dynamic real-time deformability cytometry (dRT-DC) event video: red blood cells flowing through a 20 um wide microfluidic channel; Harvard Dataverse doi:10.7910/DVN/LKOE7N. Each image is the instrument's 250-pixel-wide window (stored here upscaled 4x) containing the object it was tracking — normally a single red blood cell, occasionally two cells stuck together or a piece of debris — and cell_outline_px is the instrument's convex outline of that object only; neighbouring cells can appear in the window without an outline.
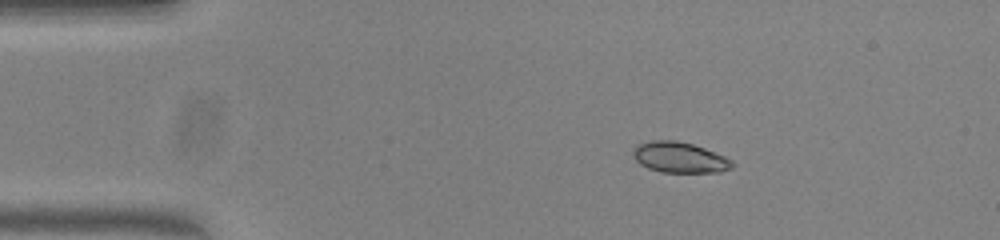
{"species": "common noctule bat (a hibernating species)", "species_latin": "Nyctalus noctula", "temperature_condition": "warm", "stored_images_in_passage": 45, "camera_frame_rate_fps": 3000, "um_per_image_px": 0.085, "animal": {"sex": "female", "body_mass_g": 23.0, "forearm_length_mm": 53.4}, "frame": {"image": 1, "passage_image": 1, "time_ms": 0.0, "image_size_px": [1000, 240], "cell_outline_px": [[736, 164], [732, 168], [720, 172], [660, 172], [648, 168], [640, 164], [632, 156], [632, 152], [636, 144], [652, 140], [676, 140], [692, 144], [704, 148], [724, 156], [732, 160]], "centroid_in_image_um": [57.75, 13.38], "position_along_channel_um": 27.2, "area_um2": 17.86}}
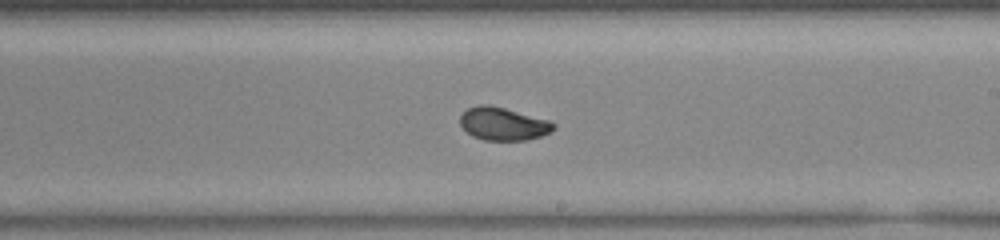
{"frame": {"image": 2, "passage_image": 23, "time_ms": 7.333, "image_size_px": [1000, 240], "cell_outline_px": [[556, 128], [552, 132], [528, 140], [484, 140], [472, 136], [460, 124], [460, 116], [468, 108], [480, 104], [488, 104], [504, 108], [548, 120], [556, 124]], "centroid_in_image_um": [42.78, 10.53], "position_along_channel_um": 246.2, "area_um2": 17.86}}
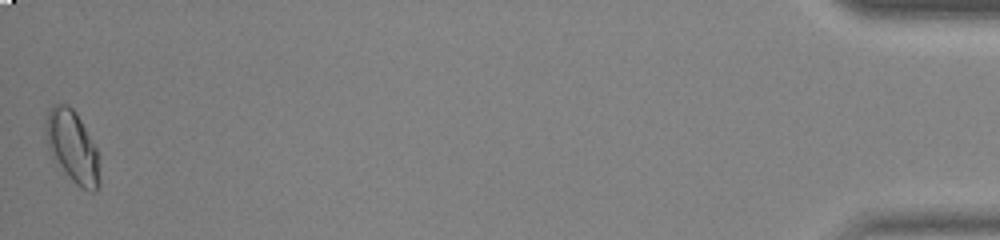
{"frame": {"image": 3, "passage_image": 45, "time_ms": 14.667, "image_size_px": [1000, 240], "cell_outline_px": [[100, 184], [96, 192], [92, 192], [80, 188], [52, 160], [48, 148], [44, 132], [44, 128], [48, 112], [56, 104], [68, 104], [76, 112], [96, 148], [100, 180]], "centroid_in_image_um": [6.13, 12.51], "position_along_channel_um": 429.1, "area_um2": 22.66}, "authors_computed_cell_mechanics": {"area_um2": 18.1492, "velocity_mm_per_s": 3.8284, "shape_relaxation_time_tau1_ms": 4.1969, "shape_relaxation_time_tau2_ms": 0.8865, "deformation_change_tau1": 0.135, "deformation_change_tau2": 0.0327}}